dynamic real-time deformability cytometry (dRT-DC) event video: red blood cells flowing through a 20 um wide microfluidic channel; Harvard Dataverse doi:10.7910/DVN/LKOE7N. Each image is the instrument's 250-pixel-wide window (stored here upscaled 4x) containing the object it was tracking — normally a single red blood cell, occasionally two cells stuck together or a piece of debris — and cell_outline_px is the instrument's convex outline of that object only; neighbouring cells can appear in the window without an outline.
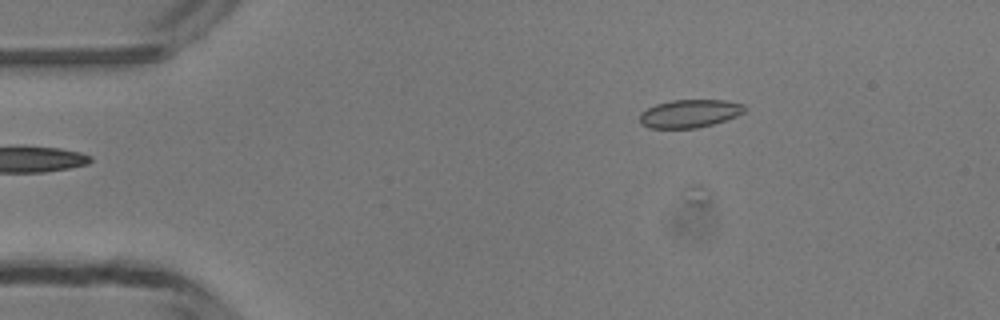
{"species": "common noctule bat (a hibernating species)", "species_latin": "Nyctalus noctula", "temperature_condition": "room temperature", "stored_images_in_passage": 42, "camera_frame_rate_fps": 3000, "um_per_image_px": 0.085, "animal": {"sex": "male", "body_mass_g": 13.3}, "frame": {"image": 1, "passage_image": 1, "time_ms": 0.0, "image_size_px": [1000, 320], "cell_outline_px": [[744, 112], [736, 116], [712, 124], [696, 128], [648, 128], [640, 124], [640, 112], [656, 104], [672, 100], [724, 100], [744, 104]], "centroid_in_image_um": [58.58, 9.65], "position_along_channel_um": 26.4, "area_um2": 17.05}}
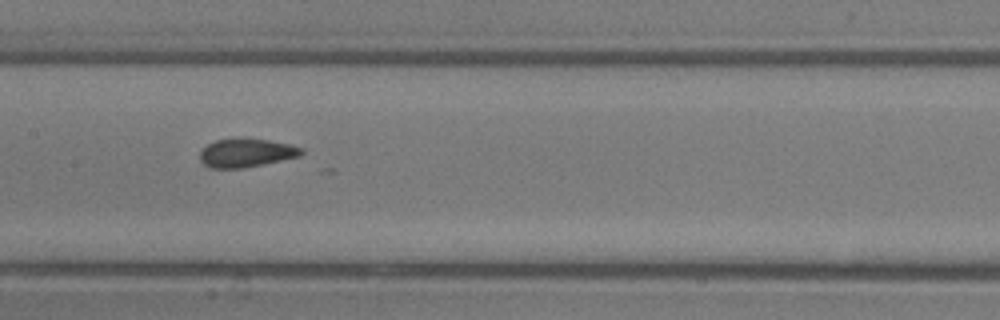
{"frame": {"image": 2, "passage_image": 17, "time_ms": 5.333, "image_size_px": [1000, 320], "cell_outline_px": [[304, 152], [300, 156], [264, 164], [244, 168], [208, 168], [200, 160], [200, 152], [208, 144], [216, 140], [268, 140], [288, 144], [304, 148]], "centroid_in_image_um": [20.95, 13.03], "position_along_channel_um": 186.5, "area_um2": 16.47}}
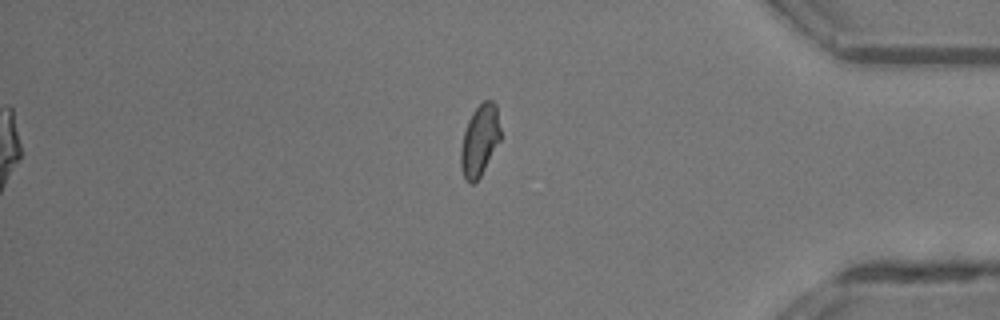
{"frame": {"image": 3, "passage_image": 34, "time_ms": 11.0, "image_size_px": [1000, 320], "cell_outline_px": [[500, 140], [480, 176], [472, 184], [468, 184], [464, 180], [460, 168], [460, 148], [464, 132], [468, 120], [472, 112], [484, 100], [492, 100], [496, 104], [500, 128]], "centroid_in_image_um": [40.75, 11.95], "position_along_channel_um": 394.5, "area_um2": 16.53}, "authors_computed_cell_mechanics": {"area_um2": 16.9643, "velocity_mm_per_s": 4.2029, "shape_relaxation_time_tau1_ms": null, "shape_relaxation_time_tau2_ms": 0.7868, "deformation_change_tau1": null, "deformation_change_tau2": 0.0569}}